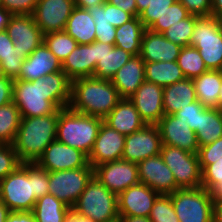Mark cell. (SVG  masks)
Masks as SVG:
<instances>
[{"mask_svg":"<svg viewBox=\"0 0 222 222\" xmlns=\"http://www.w3.org/2000/svg\"><path fill=\"white\" fill-rule=\"evenodd\" d=\"M36 163L46 171L52 172L86 167L89 161L88 156L82 151L55 139Z\"/></svg>","mask_w":222,"mask_h":222,"instance_id":"14","label":"cell"},{"mask_svg":"<svg viewBox=\"0 0 222 222\" xmlns=\"http://www.w3.org/2000/svg\"><path fill=\"white\" fill-rule=\"evenodd\" d=\"M138 16H134L122 26L116 27L115 46L129 52L133 56L140 54L142 36L145 31Z\"/></svg>","mask_w":222,"mask_h":222,"instance_id":"30","label":"cell"},{"mask_svg":"<svg viewBox=\"0 0 222 222\" xmlns=\"http://www.w3.org/2000/svg\"><path fill=\"white\" fill-rule=\"evenodd\" d=\"M190 46L199 50L208 70L222 71V19L214 16L199 17Z\"/></svg>","mask_w":222,"mask_h":222,"instance_id":"7","label":"cell"},{"mask_svg":"<svg viewBox=\"0 0 222 222\" xmlns=\"http://www.w3.org/2000/svg\"><path fill=\"white\" fill-rule=\"evenodd\" d=\"M213 203V222H222V202Z\"/></svg>","mask_w":222,"mask_h":222,"instance_id":"60","label":"cell"},{"mask_svg":"<svg viewBox=\"0 0 222 222\" xmlns=\"http://www.w3.org/2000/svg\"><path fill=\"white\" fill-rule=\"evenodd\" d=\"M173 3V0H148V7L139 15L144 27L149 29Z\"/></svg>","mask_w":222,"mask_h":222,"instance_id":"40","label":"cell"},{"mask_svg":"<svg viewBox=\"0 0 222 222\" xmlns=\"http://www.w3.org/2000/svg\"><path fill=\"white\" fill-rule=\"evenodd\" d=\"M138 172L140 183L159 194L169 195L178 190L173 173L160 154L139 162Z\"/></svg>","mask_w":222,"mask_h":222,"instance_id":"15","label":"cell"},{"mask_svg":"<svg viewBox=\"0 0 222 222\" xmlns=\"http://www.w3.org/2000/svg\"><path fill=\"white\" fill-rule=\"evenodd\" d=\"M59 71H62V63L42 43L26 57L17 79L33 81Z\"/></svg>","mask_w":222,"mask_h":222,"instance_id":"23","label":"cell"},{"mask_svg":"<svg viewBox=\"0 0 222 222\" xmlns=\"http://www.w3.org/2000/svg\"><path fill=\"white\" fill-rule=\"evenodd\" d=\"M109 17L110 23L114 27L122 26L125 22H128L133 18L130 13L125 12L121 8L111 4H109Z\"/></svg>","mask_w":222,"mask_h":222,"instance_id":"51","label":"cell"},{"mask_svg":"<svg viewBox=\"0 0 222 222\" xmlns=\"http://www.w3.org/2000/svg\"><path fill=\"white\" fill-rule=\"evenodd\" d=\"M95 71L93 77L111 80L133 56L127 51L100 41L93 42Z\"/></svg>","mask_w":222,"mask_h":222,"instance_id":"21","label":"cell"},{"mask_svg":"<svg viewBox=\"0 0 222 222\" xmlns=\"http://www.w3.org/2000/svg\"><path fill=\"white\" fill-rule=\"evenodd\" d=\"M146 124L156 125L165 115L163 108V87L144 81L129 98Z\"/></svg>","mask_w":222,"mask_h":222,"instance_id":"18","label":"cell"},{"mask_svg":"<svg viewBox=\"0 0 222 222\" xmlns=\"http://www.w3.org/2000/svg\"><path fill=\"white\" fill-rule=\"evenodd\" d=\"M95 31H96V41H100L110 45L115 44L116 27L112 25H104V26L95 25Z\"/></svg>","mask_w":222,"mask_h":222,"instance_id":"50","label":"cell"},{"mask_svg":"<svg viewBox=\"0 0 222 222\" xmlns=\"http://www.w3.org/2000/svg\"><path fill=\"white\" fill-rule=\"evenodd\" d=\"M151 222H180L174 211L170 195L160 194L154 201L149 216Z\"/></svg>","mask_w":222,"mask_h":222,"instance_id":"39","label":"cell"},{"mask_svg":"<svg viewBox=\"0 0 222 222\" xmlns=\"http://www.w3.org/2000/svg\"><path fill=\"white\" fill-rule=\"evenodd\" d=\"M70 210V207L48 193L37 199L31 212L36 222H64Z\"/></svg>","mask_w":222,"mask_h":222,"instance_id":"32","label":"cell"},{"mask_svg":"<svg viewBox=\"0 0 222 222\" xmlns=\"http://www.w3.org/2000/svg\"><path fill=\"white\" fill-rule=\"evenodd\" d=\"M11 210L0 199V222H5Z\"/></svg>","mask_w":222,"mask_h":222,"instance_id":"62","label":"cell"},{"mask_svg":"<svg viewBox=\"0 0 222 222\" xmlns=\"http://www.w3.org/2000/svg\"><path fill=\"white\" fill-rule=\"evenodd\" d=\"M204 107L198 100L187 105L185 108H181L173 115L184 123H187L189 127L197 133L200 121V112L203 111Z\"/></svg>","mask_w":222,"mask_h":222,"instance_id":"42","label":"cell"},{"mask_svg":"<svg viewBox=\"0 0 222 222\" xmlns=\"http://www.w3.org/2000/svg\"><path fill=\"white\" fill-rule=\"evenodd\" d=\"M211 194L213 202H222V184L218 185Z\"/></svg>","mask_w":222,"mask_h":222,"instance_id":"63","label":"cell"},{"mask_svg":"<svg viewBox=\"0 0 222 222\" xmlns=\"http://www.w3.org/2000/svg\"><path fill=\"white\" fill-rule=\"evenodd\" d=\"M198 18L199 16L190 15L188 18L170 26L162 34L166 39L181 47L189 46Z\"/></svg>","mask_w":222,"mask_h":222,"instance_id":"37","label":"cell"},{"mask_svg":"<svg viewBox=\"0 0 222 222\" xmlns=\"http://www.w3.org/2000/svg\"><path fill=\"white\" fill-rule=\"evenodd\" d=\"M196 100L197 96L192 79L185 78L182 81L163 87L165 115H173Z\"/></svg>","mask_w":222,"mask_h":222,"instance_id":"27","label":"cell"},{"mask_svg":"<svg viewBox=\"0 0 222 222\" xmlns=\"http://www.w3.org/2000/svg\"><path fill=\"white\" fill-rule=\"evenodd\" d=\"M102 122L100 117L81 114L69 107L58 109L56 139L89 157Z\"/></svg>","mask_w":222,"mask_h":222,"instance_id":"4","label":"cell"},{"mask_svg":"<svg viewBox=\"0 0 222 222\" xmlns=\"http://www.w3.org/2000/svg\"><path fill=\"white\" fill-rule=\"evenodd\" d=\"M190 15L182 3L174 2L149 29L153 32L163 33L170 26L188 18Z\"/></svg>","mask_w":222,"mask_h":222,"instance_id":"38","label":"cell"},{"mask_svg":"<svg viewBox=\"0 0 222 222\" xmlns=\"http://www.w3.org/2000/svg\"><path fill=\"white\" fill-rule=\"evenodd\" d=\"M14 47L13 40L6 31L0 32V60L9 55Z\"/></svg>","mask_w":222,"mask_h":222,"instance_id":"54","label":"cell"},{"mask_svg":"<svg viewBox=\"0 0 222 222\" xmlns=\"http://www.w3.org/2000/svg\"><path fill=\"white\" fill-rule=\"evenodd\" d=\"M113 222H122L120 219H117V220H115V221H113Z\"/></svg>","mask_w":222,"mask_h":222,"instance_id":"68","label":"cell"},{"mask_svg":"<svg viewBox=\"0 0 222 222\" xmlns=\"http://www.w3.org/2000/svg\"><path fill=\"white\" fill-rule=\"evenodd\" d=\"M49 172L33 163L34 195L38 199L49 193Z\"/></svg>","mask_w":222,"mask_h":222,"instance_id":"47","label":"cell"},{"mask_svg":"<svg viewBox=\"0 0 222 222\" xmlns=\"http://www.w3.org/2000/svg\"><path fill=\"white\" fill-rule=\"evenodd\" d=\"M222 184V157L202 171V187L212 192Z\"/></svg>","mask_w":222,"mask_h":222,"instance_id":"45","label":"cell"},{"mask_svg":"<svg viewBox=\"0 0 222 222\" xmlns=\"http://www.w3.org/2000/svg\"><path fill=\"white\" fill-rule=\"evenodd\" d=\"M156 125L160 131L162 144L198 154L199 144L196 133L187 123L174 115H164Z\"/></svg>","mask_w":222,"mask_h":222,"instance_id":"19","label":"cell"},{"mask_svg":"<svg viewBox=\"0 0 222 222\" xmlns=\"http://www.w3.org/2000/svg\"><path fill=\"white\" fill-rule=\"evenodd\" d=\"M20 164L13 145L0 143V180L12 173Z\"/></svg>","mask_w":222,"mask_h":222,"instance_id":"41","label":"cell"},{"mask_svg":"<svg viewBox=\"0 0 222 222\" xmlns=\"http://www.w3.org/2000/svg\"><path fill=\"white\" fill-rule=\"evenodd\" d=\"M14 47L28 57L43 43V33L32 15H13L6 27Z\"/></svg>","mask_w":222,"mask_h":222,"instance_id":"16","label":"cell"},{"mask_svg":"<svg viewBox=\"0 0 222 222\" xmlns=\"http://www.w3.org/2000/svg\"><path fill=\"white\" fill-rule=\"evenodd\" d=\"M105 2L106 0H74L75 6L83 9H88L94 5H102Z\"/></svg>","mask_w":222,"mask_h":222,"instance_id":"56","label":"cell"},{"mask_svg":"<svg viewBox=\"0 0 222 222\" xmlns=\"http://www.w3.org/2000/svg\"><path fill=\"white\" fill-rule=\"evenodd\" d=\"M5 74H4V71H3V66H2V62L0 60V78L4 77Z\"/></svg>","mask_w":222,"mask_h":222,"instance_id":"66","label":"cell"},{"mask_svg":"<svg viewBox=\"0 0 222 222\" xmlns=\"http://www.w3.org/2000/svg\"><path fill=\"white\" fill-rule=\"evenodd\" d=\"M58 110L54 114L21 117L13 147L21 163H36L56 139Z\"/></svg>","mask_w":222,"mask_h":222,"instance_id":"3","label":"cell"},{"mask_svg":"<svg viewBox=\"0 0 222 222\" xmlns=\"http://www.w3.org/2000/svg\"><path fill=\"white\" fill-rule=\"evenodd\" d=\"M197 100L207 108H217L222 83L221 70H208L193 78Z\"/></svg>","mask_w":222,"mask_h":222,"instance_id":"29","label":"cell"},{"mask_svg":"<svg viewBox=\"0 0 222 222\" xmlns=\"http://www.w3.org/2000/svg\"><path fill=\"white\" fill-rule=\"evenodd\" d=\"M196 136L199 147L213 143L222 137V112L216 108L207 107L201 111Z\"/></svg>","mask_w":222,"mask_h":222,"instance_id":"33","label":"cell"},{"mask_svg":"<svg viewBox=\"0 0 222 222\" xmlns=\"http://www.w3.org/2000/svg\"><path fill=\"white\" fill-rule=\"evenodd\" d=\"M94 169V177L109 191L117 195L140 183L138 164L123 159L100 164Z\"/></svg>","mask_w":222,"mask_h":222,"instance_id":"11","label":"cell"},{"mask_svg":"<svg viewBox=\"0 0 222 222\" xmlns=\"http://www.w3.org/2000/svg\"><path fill=\"white\" fill-rule=\"evenodd\" d=\"M13 15L6 11L3 7H0V32L6 31V27Z\"/></svg>","mask_w":222,"mask_h":222,"instance_id":"57","label":"cell"},{"mask_svg":"<svg viewBox=\"0 0 222 222\" xmlns=\"http://www.w3.org/2000/svg\"><path fill=\"white\" fill-rule=\"evenodd\" d=\"M43 43L61 63H63L78 45L65 31L51 32L43 35Z\"/></svg>","mask_w":222,"mask_h":222,"instance_id":"36","label":"cell"},{"mask_svg":"<svg viewBox=\"0 0 222 222\" xmlns=\"http://www.w3.org/2000/svg\"><path fill=\"white\" fill-rule=\"evenodd\" d=\"M160 155L172 171L178 189L202 187L198 154L162 144Z\"/></svg>","mask_w":222,"mask_h":222,"instance_id":"9","label":"cell"},{"mask_svg":"<svg viewBox=\"0 0 222 222\" xmlns=\"http://www.w3.org/2000/svg\"><path fill=\"white\" fill-rule=\"evenodd\" d=\"M169 195L180 222H213L214 203L207 189H178Z\"/></svg>","mask_w":222,"mask_h":222,"instance_id":"8","label":"cell"},{"mask_svg":"<svg viewBox=\"0 0 222 222\" xmlns=\"http://www.w3.org/2000/svg\"><path fill=\"white\" fill-rule=\"evenodd\" d=\"M177 63L181 68L185 78L193 79L208 71L204 60L200 56L199 50L194 46L181 48Z\"/></svg>","mask_w":222,"mask_h":222,"instance_id":"35","label":"cell"},{"mask_svg":"<svg viewBox=\"0 0 222 222\" xmlns=\"http://www.w3.org/2000/svg\"><path fill=\"white\" fill-rule=\"evenodd\" d=\"M74 0H39L32 14L43 35L64 31Z\"/></svg>","mask_w":222,"mask_h":222,"instance_id":"13","label":"cell"},{"mask_svg":"<svg viewBox=\"0 0 222 222\" xmlns=\"http://www.w3.org/2000/svg\"><path fill=\"white\" fill-rule=\"evenodd\" d=\"M148 0H136V6L138 9V17L139 15L148 7Z\"/></svg>","mask_w":222,"mask_h":222,"instance_id":"64","label":"cell"},{"mask_svg":"<svg viewBox=\"0 0 222 222\" xmlns=\"http://www.w3.org/2000/svg\"><path fill=\"white\" fill-rule=\"evenodd\" d=\"M191 15L211 16L212 0H182L181 2Z\"/></svg>","mask_w":222,"mask_h":222,"instance_id":"48","label":"cell"},{"mask_svg":"<svg viewBox=\"0 0 222 222\" xmlns=\"http://www.w3.org/2000/svg\"><path fill=\"white\" fill-rule=\"evenodd\" d=\"M71 80L63 71L47 74L33 81L15 79L12 101L21 117L54 114L69 107Z\"/></svg>","mask_w":222,"mask_h":222,"instance_id":"1","label":"cell"},{"mask_svg":"<svg viewBox=\"0 0 222 222\" xmlns=\"http://www.w3.org/2000/svg\"><path fill=\"white\" fill-rule=\"evenodd\" d=\"M185 76L177 61L145 62V80L165 87L182 81Z\"/></svg>","mask_w":222,"mask_h":222,"instance_id":"31","label":"cell"},{"mask_svg":"<svg viewBox=\"0 0 222 222\" xmlns=\"http://www.w3.org/2000/svg\"><path fill=\"white\" fill-rule=\"evenodd\" d=\"M25 59L26 56L13 47L11 53L1 60L5 76L13 80L17 79Z\"/></svg>","mask_w":222,"mask_h":222,"instance_id":"44","label":"cell"},{"mask_svg":"<svg viewBox=\"0 0 222 222\" xmlns=\"http://www.w3.org/2000/svg\"><path fill=\"white\" fill-rule=\"evenodd\" d=\"M39 0H0V7L12 15H32Z\"/></svg>","mask_w":222,"mask_h":222,"instance_id":"46","label":"cell"},{"mask_svg":"<svg viewBox=\"0 0 222 222\" xmlns=\"http://www.w3.org/2000/svg\"><path fill=\"white\" fill-rule=\"evenodd\" d=\"M162 140L157 125L147 124L141 130L125 137L123 160L139 163L161 152Z\"/></svg>","mask_w":222,"mask_h":222,"instance_id":"12","label":"cell"},{"mask_svg":"<svg viewBox=\"0 0 222 222\" xmlns=\"http://www.w3.org/2000/svg\"><path fill=\"white\" fill-rule=\"evenodd\" d=\"M219 111L222 112V83L220 86V90H219V95H218V104H217V108Z\"/></svg>","mask_w":222,"mask_h":222,"instance_id":"65","label":"cell"},{"mask_svg":"<svg viewBox=\"0 0 222 222\" xmlns=\"http://www.w3.org/2000/svg\"><path fill=\"white\" fill-rule=\"evenodd\" d=\"M211 16L222 19V0H212Z\"/></svg>","mask_w":222,"mask_h":222,"instance_id":"59","label":"cell"},{"mask_svg":"<svg viewBox=\"0 0 222 222\" xmlns=\"http://www.w3.org/2000/svg\"><path fill=\"white\" fill-rule=\"evenodd\" d=\"M181 48L166 39L162 33L145 29L139 55L144 62H173L177 61Z\"/></svg>","mask_w":222,"mask_h":222,"instance_id":"22","label":"cell"},{"mask_svg":"<svg viewBox=\"0 0 222 222\" xmlns=\"http://www.w3.org/2000/svg\"><path fill=\"white\" fill-rule=\"evenodd\" d=\"M122 222H151L149 217H138V216H119Z\"/></svg>","mask_w":222,"mask_h":222,"instance_id":"61","label":"cell"},{"mask_svg":"<svg viewBox=\"0 0 222 222\" xmlns=\"http://www.w3.org/2000/svg\"><path fill=\"white\" fill-rule=\"evenodd\" d=\"M103 122L124 136L137 132L147 125L129 99H121Z\"/></svg>","mask_w":222,"mask_h":222,"instance_id":"25","label":"cell"},{"mask_svg":"<svg viewBox=\"0 0 222 222\" xmlns=\"http://www.w3.org/2000/svg\"><path fill=\"white\" fill-rule=\"evenodd\" d=\"M87 10L89 11L90 15L94 18L95 25H111L108 2H105L102 5H94L93 7H90Z\"/></svg>","mask_w":222,"mask_h":222,"instance_id":"49","label":"cell"},{"mask_svg":"<svg viewBox=\"0 0 222 222\" xmlns=\"http://www.w3.org/2000/svg\"><path fill=\"white\" fill-rule=\"evenodd\" d=\"M159 195L143 183L127 188L117 195L119 216L149 217Z\"/></svg>","mask_w":222,"mask_h":222,"instance_id":"17","label":"cell"},{"mask_svg":"<svg viewBox=\"0 0 222 222\" xmlns=\"http://www.w3.org/2000/svg\"><path fill=\"white\" fill-rule=\"evenodd\" d=\"M64 31L78 44H91L96 41L95 21L87 9L75 6Z\"/></svg>","mask_w":222,"mask_h":222,"instance_id":"28","label":"cell"},{"mask_svg":"<svg viewBox=\"0 0 222 222\" xmlns=\"http://www.w3.org/2000/svg\"><path fill=\"white\" fill-rule=\"evenodd\" d=\"M14 80L9 77L0 78V106L12 101Z\"/></svg>","mask_w":222,"mask_h":222,"instance_id":"52","label":"cell"},{"mask_svg":"<svg viewBox=\"0 0 222 222\" xmlns=\"http://www.w3.org/2000/svg\"><path fill=\"white\" fill-rule=\"evenodd\" d=\"M0 199L11 212H31L37 198L33 187V163H21L0 180Z\"/></svg>","mask_w":222,"mask_h":222,"instance_id":"6","label":"cell"},{"mask_svg":"<svg viewBox=\"0 0 222 222\" xmlns=\"http://www.w3.org/2000/svg\"><path fill=\"white\" fill-rule=\"evenodd\" d=\"M222 157V137L218 138L213 143L200 146L198 158L200 168L203 171L208 165L213 164Z\"/></svg>","mask_w":222,"mask_h":222,"instance_id":"43","label":"cell"},{"mask_svg":"<svg viewBox=\"0 0 222 222\" xmlns=\"http://www.w3.org/2000/svg\"><path fill=\"white\" fill-rule=\"evenodd\" d=\"M125 137L102 122L88 157L89 164L94 168L106 162L120 160L124 151Z\"/></svg>","mask_w":222,"mask_h":222,"instance_id":"20","label":"cell"},{"mask_svg":"<svg viewBox=\"0 0 222 222\" xmlns=\"http://www.w3.org/2000/svg\"><path fill=\"white\" fill-rule=\"evenodd\" d=\"M64 222H94L91 219L87 217H83L76 212H74L72 209L67 214Z\"/></svg>","mask_w":222,"mask_h":222,"instance_id":"58","label":"cell"},{"mask_svg":"<svg viewBox=\"0 0 222 222\" xmlns=\"http://www.w3.org/2000/svg\"><path fill=\"white\" fill-rule=\"evenodd\" d=\"M106 2L121 8L123 11L130 13L133 17L138 16L136 0H106Z\"/></svg>","mask_w":222,"mask_h":222,"instance_id":"53","label":"cell"},{"mask_svg":"<svg viewBox=\"0 0 222 222\" xmlns=\"http://www.w3.org/2000/svg\"><path fill=\"white\" fill-rule=\"evenodd\" d=\"M121 100L111 80L82 77L71 81L69 108L104 119Z\"/></svg>","mask_w":222,"mask_h":222,"instance_id":"2","label":"cell"},{"mask_svg":"<svg viewBox=\"0 0 222 222\" xmlns=\"http://www.w3.org/2000/svg\"><path fill=\"white\" fill-rule=\"evenodd\" d=\"M94 177V169L86 167L49 172V194L72 208Z\"/></svg>","mask_w":222,"mask_h":222,"instance_id":"10","label":"cell"},{"mask_svg":"<svg viewBox=\"0 0 222 222\" xmlns=\"http://www.w3.org/2000/svg\"><path fill=\"white\" fill-rule=\"evenodd\" d=\"M5 222H36L32 212H11Z\"/></svg>","mask_w":222,"mask_h":222,"instance_id":"55","label":"cell"},{"mask_svg":"<svg viewBox=\"0 0 222 222\" xmlns=\"http://www.w3.org/2000/svg\"><path fill=\"white\" fill-rule=\"evenodd\" d=\"M144 81L145 62L140 55L132 56L111 79L121 99H129Z\"/></svg>","mask_w":222,"mask_h":222,"instance_id":"24","label":"cell"},{"mask_svg":"<svg viewBox=\"0 0 222 222\" xmlns=\"http://www.w3.org/2000/svg\"><path fill=\"white\" fill-rule=\"evenodd\" d=\"M71 209L94 222H113L119 219L117 194L109 191L95 177Z\"/></svg>","mask_w":222,"mask_h":222,"instance_id":"5","label":"cell"},{"mask_svg":"<svg viewBox=\"0 0 222 222\" xmlns=\"http://www.w3.org/2000/svg\"><path fill=\"white\" fill-rule=\"evenodd\" d=\"M20 120L19 109L13 101L0 106V143L13 144Z\"/></svg>","mask_w":222,"mask_h":222,"instance_id":"34","label":"cell"},{"mask_svg":"<svg viewBox=\"0 0 222 222\" xmlns=\"http://www.w3.org/2000/svg\"><path fill=\"white\" fill-rule=\"evenodd\" d=\"M62 71L71 81L82 77H92L95 71L93 43L78 44L63 61Z\"/></svg>","mask_w":222,"mask_h":222,"instance_id":"26","label":"cell"},{"mask_svg":"<svg viewBox=\"0 0 222 222\" xmlns=\"http://www.w3.org/2000/svg\"><path fill=\"white\" fill-rule=\"evenodd\" d=\"M174 2L181 3L182 0H173Z\"/></svg>","mask_w":222,"mask_h":222,"instance_id":"67","label":"cell"}]
</instances>
